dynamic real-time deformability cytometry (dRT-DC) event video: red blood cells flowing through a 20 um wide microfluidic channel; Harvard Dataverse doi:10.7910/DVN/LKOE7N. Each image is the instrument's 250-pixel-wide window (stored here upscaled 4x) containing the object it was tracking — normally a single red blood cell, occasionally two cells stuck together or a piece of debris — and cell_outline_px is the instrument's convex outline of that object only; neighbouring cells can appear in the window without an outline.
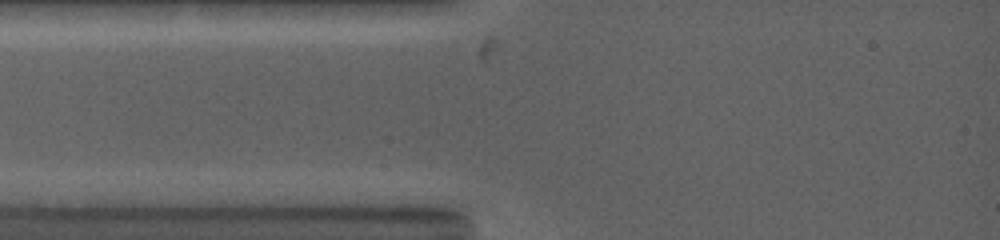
{"species": "common noctule bat (a hibernating species)", "species_latin": "Nyctalus noctula", "temperature_condition": "warm", "stored_images_in_passage": 2, "camera_frame_rate_fps": 5000, "um_per_image_px": 0.085, "animal": {"sex": "female", "body_mass_g": 19.0, "forearm_length_mm": 53.3}, "frame": {"image": 1, "passage_image": 1, "time_ms": 0.0, "image_size_px": [1000, 240], "cell_outline_px": [[436, 164], [428, 172], [396, 172], [332, 168], [312, 164], [312, 160], [344, 156], [372, 156], [428, 160]], "centroid_in_image_um": [32.0, 13.93], "position_along_channel_um": 53.0, "area_um2": 10.69}}